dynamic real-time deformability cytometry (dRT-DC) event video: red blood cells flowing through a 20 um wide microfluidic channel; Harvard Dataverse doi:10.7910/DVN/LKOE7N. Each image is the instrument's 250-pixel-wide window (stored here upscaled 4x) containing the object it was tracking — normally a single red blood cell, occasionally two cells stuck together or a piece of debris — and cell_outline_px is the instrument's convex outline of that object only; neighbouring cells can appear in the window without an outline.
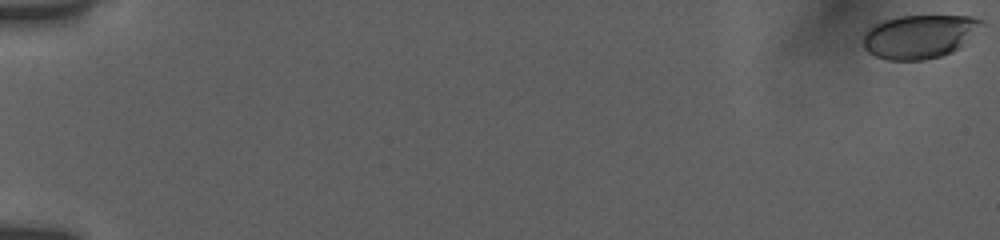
{"species": "human", "species_latin": "Homo sapiens", "temperature_condition": "room temperature", "stored_images_in_passage": 19, "camera_frame_rate_fps": 3000, "um_per_image_px": 0.085, "donor": {"sex": "female"}, "frame": {"image": 1, "passage_image": 1, "time_ms": 0.0, "image_size_px": [1000, 240], "cell_outline_px": [[984, 20], [960, 48], [952, 52], [940, 56], [924, 60], [888, 60], [876, 56], [868, 52], [864, 48], [864, 32], [868, 28], [884, 20], [900, 16], [972, 16]], "centroid_in_image_um": [78.11, 3.11], "position_along_channel_um": 6.9, "area_um2": 29.77}}
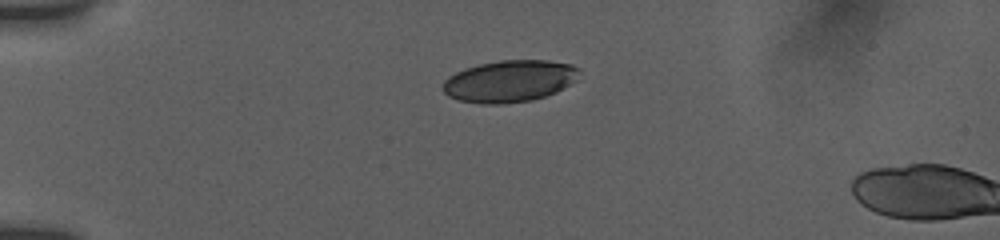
{"frame": {"image": 2, "passage_image": 16, "time_ms": 5.0, "image_size_px": [1000, 240], "cell_outline_px": [[580, 68], [576, 80], [556, 92], [532, 100], [504, 104], [480, 104], [460, 100], [448, 96], [440, 88], [444, 80], [448, 76], [464, 68], [480, 64], [500, 60], [548, 60], [572, 64]], "centroid_in_image_um": [43.28, 6.89], "position_along_channel_um": 41.7, "area_um2": 33.47}}